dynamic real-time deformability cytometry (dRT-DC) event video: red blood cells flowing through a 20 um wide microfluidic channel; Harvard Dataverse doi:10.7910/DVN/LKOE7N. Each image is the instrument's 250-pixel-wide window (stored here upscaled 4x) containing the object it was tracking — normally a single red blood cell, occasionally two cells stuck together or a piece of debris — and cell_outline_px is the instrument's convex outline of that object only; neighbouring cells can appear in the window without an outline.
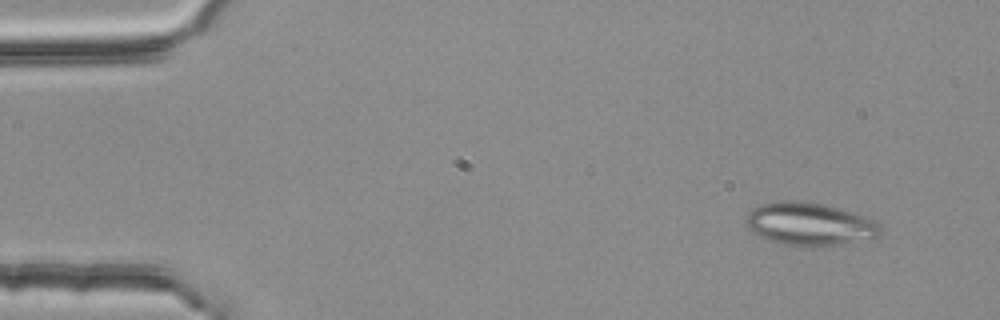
{"species": "common noctule bat (a hibernating species)", "species_latin": "Nyctalus noctula", "temperature_condition": "room temperature", "stored_images_in_passage": 4, "camera_frame_rate_fps": 3000, "um_per_image_px": 0.085, "animal": {"sex": "female", "body_mass_g": 25.1}, "frame": {"image": 1, "passage_image": 1, "time_ms": 0.0, "image_size_px": [1000, 320], "cell_outline_px": [[884, 232], [876, 240], [804, 248], [784, 244], [760, 236], [748, 228], [744, 224], [744, 220], [748, 212], [752, 208], [760, 204], [784, 200], [800, 200], [824, 204], [864, 216], [876, 220], [880, 224]], "centroid_in_image_um": [68.88, 19.06], "position_along_channel_um": 16.1, "area_um2": 34.39}}